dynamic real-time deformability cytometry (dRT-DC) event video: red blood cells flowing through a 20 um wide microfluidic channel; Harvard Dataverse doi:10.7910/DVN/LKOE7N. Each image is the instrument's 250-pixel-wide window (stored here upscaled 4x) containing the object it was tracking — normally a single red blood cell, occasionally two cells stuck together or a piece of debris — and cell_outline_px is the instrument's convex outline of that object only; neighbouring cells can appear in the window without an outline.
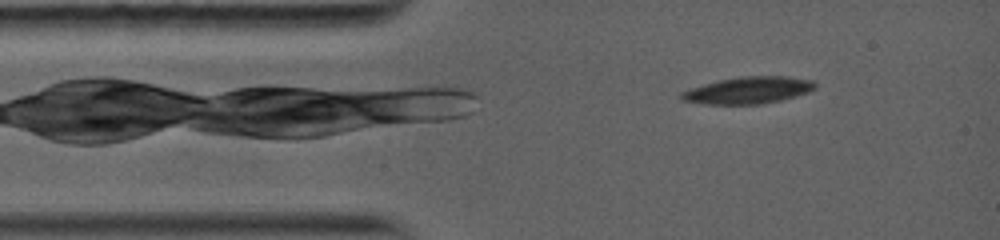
{"species": "common noctule bat (a hibernating species)", "species_latin": "Nyctalus noctula", "temperature_condition": "warm", "stored_images_in_passage": 41, "camera_frame_rate_fps": 5000, "um_per_image_px": 0.085, "animal": {"sex": "female", "body_mass_g": 19.0, "forearm_length_mm": 56.7}, "frame": {"image": 1, "passage_image": 3, "time_ms": 1.0, "image_size_px": [1000, 240], "cell_outline_px": [[816, 88], [808, 92], [780, 100], [760, 104], [704, 104], [680, 100], [680, 92], [716, 80], [740, 76], [788, 76], [812, 80], [816, 84]], "centroid_in_image_um": [63.58, 7.66], "position_along_channel_um": 21.4, "area_um2": 20.98}}
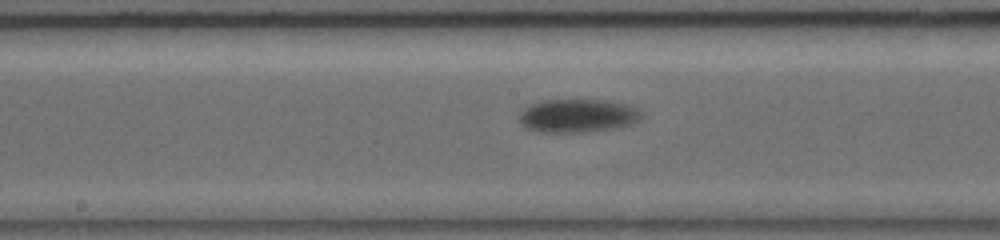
{"frame": {"image": 2, "passage_image": 14, "time_ms": 6.4, "image_size_px": [1000, 240], "cell_outline_px": [[640, 120], [632, 124], [616, 128], [584, 132], [540, 132], [524, 128], [520, 120], [520, 112], [528, 104], [540, 100], [608, 100], [624, 104], [636, 108], [640, 112]], "centroid_in_image_um": [49.06, 9.84], "position_along_channel_um": 199.1, "area_um2": 23.87}}
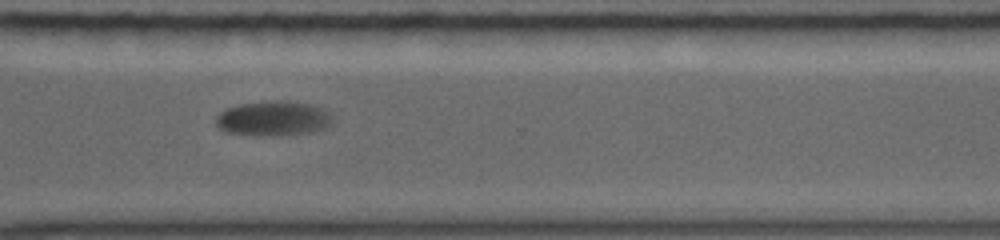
{"frame": {"image": 3, "passage_image": 23, "time_ms": 10.2, "image_size_px": [1000, 240], "cell_outline_px": [[332, 124], [324, 128], [312, 132], [276, 136], [224, 132], [216, 124], [216, 116], [220, 112], [228, 108], [240, 104], [276, 100], [280, 100], [312, 104], [324, 108], [332, 112]], "centroid_in_image_um": [23.29, 10.06], "position_along_channel_um": 347.3, "area_um2": 23.76}}